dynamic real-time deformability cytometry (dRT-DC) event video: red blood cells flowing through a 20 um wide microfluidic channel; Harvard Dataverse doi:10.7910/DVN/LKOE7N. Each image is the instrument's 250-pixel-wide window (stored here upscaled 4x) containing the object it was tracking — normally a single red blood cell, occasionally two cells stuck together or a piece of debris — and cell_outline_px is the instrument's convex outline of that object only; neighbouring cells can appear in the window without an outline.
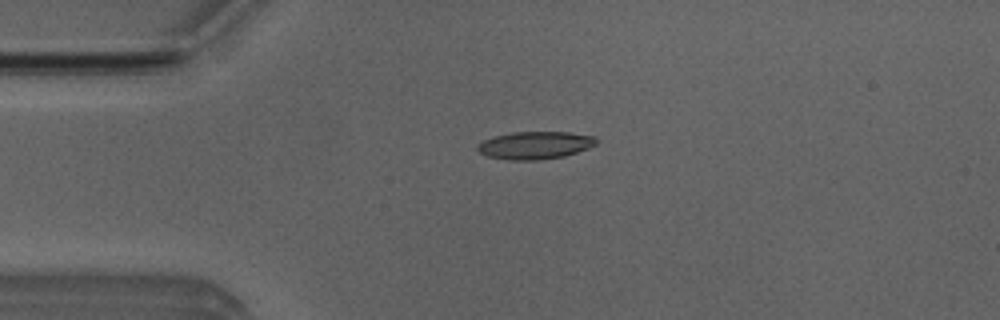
{"species": "Egyptian fruit bat (a non-hibernating species)", "species_latin": "Rousettus aegyptiacus", "temperature_condition": "room temperature", "stored_images_in_passage": 40, "camera_frame_rate_fps": 3000, "um_per_image_px": 0.085, "animal": {"sex": "male"}, "frame": {"image": 1, "passage_image": 1, "time_ms": 0.0, "image_size_px": [1000, 320], "cell_outline_px": [[596, 144], [588, 148], [564, 156], [536, 160], [508, 160], [488, 156], [480, 152], [476, 148], [476, 144], [492, 136], [512, 132], [568, 132], [596, 136]], "centroid_in_image_um": [45.45, 12.34], "position_along_channel_um": 39.5, "area_um2": 19.13}}
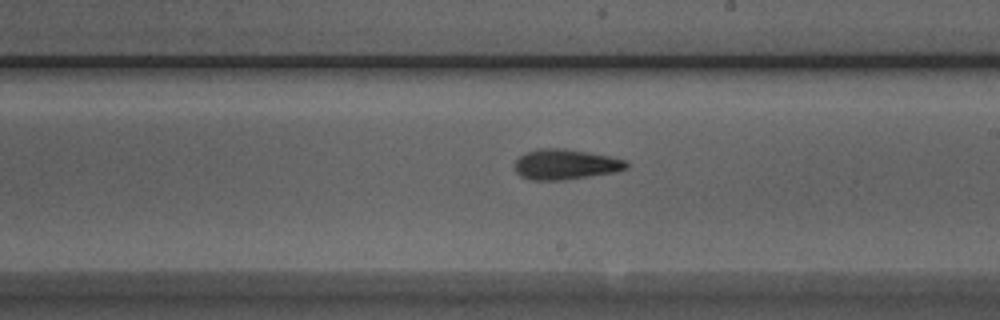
{"frame": {"image": 2, "passage_image": 18, "time_ms": 5.667, "image_size_px": [1000, 320], "cell_outline_px": [[628, 168], [616, 172], [564, 180], [532, 180], [520, 176], [516, 172], [516, 160], [524, 152], [540, 148], [564, 148], [588, 152], [608, 156], [624, 160], [628, 164]], "centroid_in_image_um": [48.05, 13.97], "position_along_channel_um": 240.9, "area_um2": 19.71}}
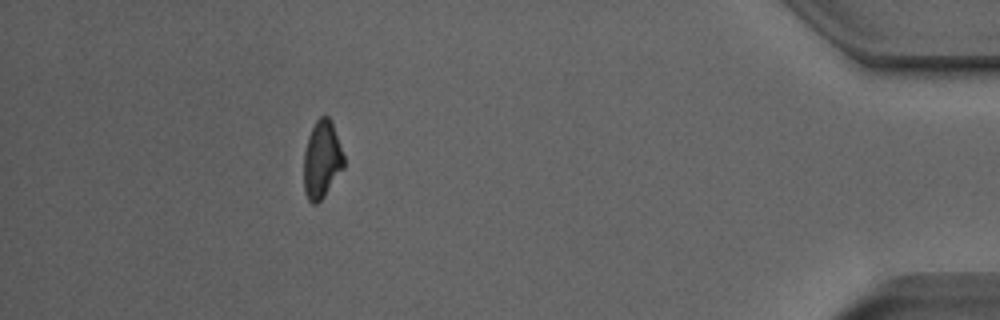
{"frame": {"image": 3, "passage_image": 35, "time_ms": 11.333, "image_size_px": [1000, 320], "cell_outline_px": [[344, 168], [324, 196], [316, 204], [312, 204], [308, 200], [304, 192], [304, 152], [308, 136], [316, 120], [320, 116], [328, 116], [332, 120], [344, 156]], "centroid_in_image_um": [27.36, 13.56], "position_along_channel_um": 407.8, "area_um2": 18.21}, "authors_computed_cell_mechanics": {"area_um2": 19.074, "velocity_mm_per_s": 3.9932, "shape_relaxation_time_tau1_ms": 4.9066, "shape_relaxation_time_tau2_ms": 5.8193, "deformation_change_tau1": 0.1712, "deformation_change_tau2": 0.1267}}